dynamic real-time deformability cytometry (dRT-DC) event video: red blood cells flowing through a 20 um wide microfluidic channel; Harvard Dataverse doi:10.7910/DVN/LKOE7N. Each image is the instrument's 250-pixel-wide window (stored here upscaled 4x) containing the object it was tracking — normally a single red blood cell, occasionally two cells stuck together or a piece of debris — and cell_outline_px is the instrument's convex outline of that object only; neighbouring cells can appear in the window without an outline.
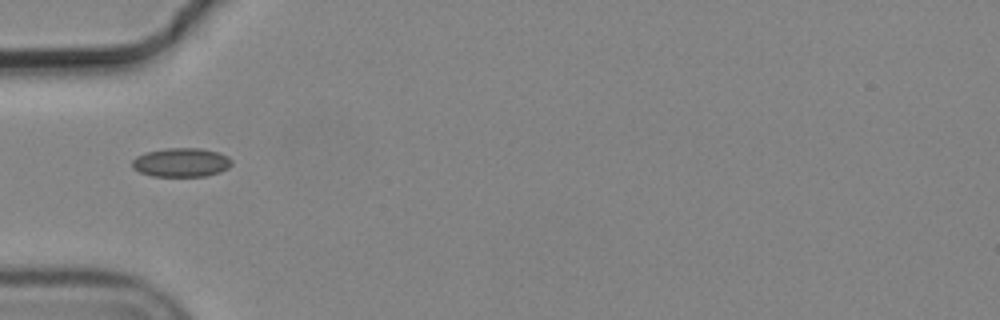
{"species": "common noctule bat (a hibernating species)", "species_latin": "Nyctalus noctula", "temperature_condition": "cold", "stored_images_in_passage": 1, "camera_frame_rate_fps": 3000, "um_per_image_px": 0.085, "animal": {"sex": "male", "body_mass_g": 19.2, "forearm_length_mm": 51.8}, "frame": {"image": 1, "passage_image": 1, "time_ms": 0.0, "image_size_px": [1000, 320], "cell_outline_px": [[232, 164], [228, 168], [220, 172], [204, 176], [152, 176], [140, 172], [132, 168], [132, 160], [136, 156], [144, 152], [164, 148], [200, 148], [216, 152], [228, 156], [232, 160]], "centroid_in_image_um": [15.38, 13.8], "position_along_channel_um": 69.6, "area_um2": 16.88}}